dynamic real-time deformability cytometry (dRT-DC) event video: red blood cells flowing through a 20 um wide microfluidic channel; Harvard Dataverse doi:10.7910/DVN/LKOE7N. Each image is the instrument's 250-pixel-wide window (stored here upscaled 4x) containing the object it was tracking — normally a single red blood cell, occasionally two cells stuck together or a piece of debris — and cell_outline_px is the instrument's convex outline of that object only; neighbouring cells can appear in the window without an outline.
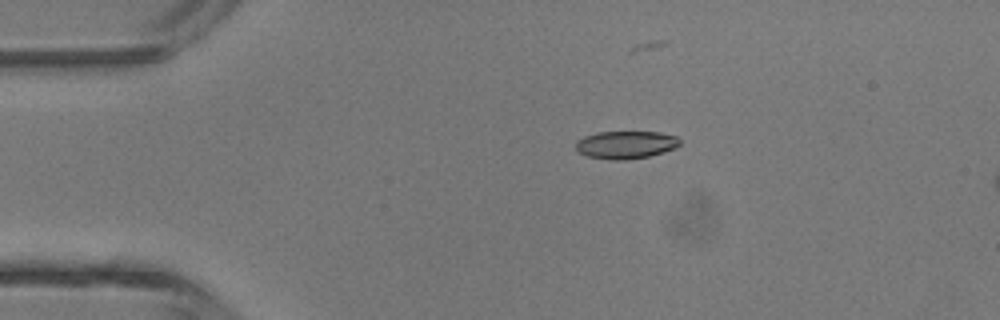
{"species": "common noctule bat (a hibernating species)", "species_latin": "Nyctalus noctula", "temperature_condition": "room temperature", "stored_images_in_passage": 3, "camera_frame_rate_fps": 3000, "um_per_image_px": 0.085, "animal": {"sex": "male", "body_mass_g": 13.3}, "frame": {"image": 1, "passage_image": 1, "time_ms": 0.0, "image_size_px": [1000, 320], "cell_outline_px": [[680, 144], [676, 148], [664, 152], [648, 156], [624, 160], [612, 160], [588, 156], [580, 152], [576, 148], [576, 140], [584, 136], [596, 132], [656, 132], [676, 136], [680, 140]], "centroid_in_image_um": [53.19, 12.3], "position_along_channel_um": 31.8, "area_um2": 16.76}}